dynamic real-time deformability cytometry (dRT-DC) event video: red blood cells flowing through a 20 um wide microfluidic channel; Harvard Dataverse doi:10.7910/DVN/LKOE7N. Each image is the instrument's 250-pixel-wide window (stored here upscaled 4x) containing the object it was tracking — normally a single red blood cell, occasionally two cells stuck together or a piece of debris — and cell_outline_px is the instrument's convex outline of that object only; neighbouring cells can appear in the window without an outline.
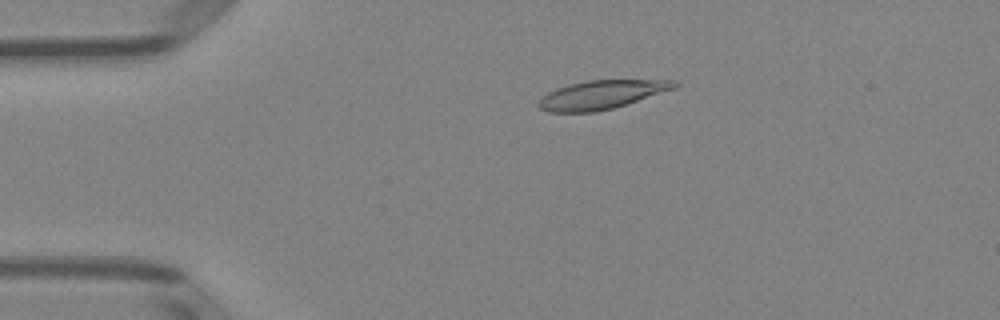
{"species": "Egyptian fruit bat (a non-hibernating species)", "species_latin": "Rousettus aegyptiacus", "temperature_condition": "room temperature", "stored_images_in_passage": 4, "camera_frame_rate_fps": 3000, "um_per_image_px": 0.085, "animal": {"sex": "female"}, "frame": {"image": 1, "passage_image": 3, "time_ms": 2.333, "image_size_px": [1000, 320], "cell_outline_px": [[680, 84], [676, 88], [612, 108], [596, 112], [548, 112], [540, 108], [536, 104], [548, 92], [556, 88], [568, 84], [584, 80], [676, 80]], "centroid_in_image_um": [51.12, 8.04], "position_along_channel_um": 33.9, "area_um2": 22.6}}
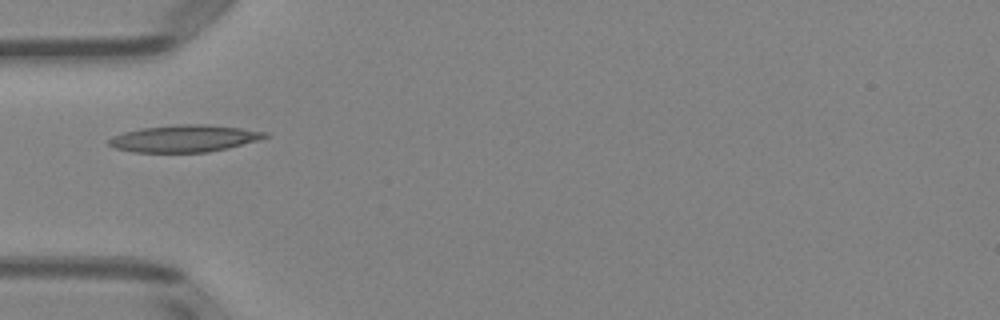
{"frame": {"image": 2, "passage_image": 4, "time_ms": 4.333, "image_size_px": [1000, 320], "cell_outline_px": [[272, 136], [228, 148], [208, 152], [132, 152], [116, 148], [108, 144], [108, 140], [112, 136], [124, 132], [140, 128], [180, 124], [208, 124], [240, 128], [268, 132]], "centroid_in_image_um": [15.69, 11.76], "position_along_channel_um": 69.3, "area_um2": 24.62}}